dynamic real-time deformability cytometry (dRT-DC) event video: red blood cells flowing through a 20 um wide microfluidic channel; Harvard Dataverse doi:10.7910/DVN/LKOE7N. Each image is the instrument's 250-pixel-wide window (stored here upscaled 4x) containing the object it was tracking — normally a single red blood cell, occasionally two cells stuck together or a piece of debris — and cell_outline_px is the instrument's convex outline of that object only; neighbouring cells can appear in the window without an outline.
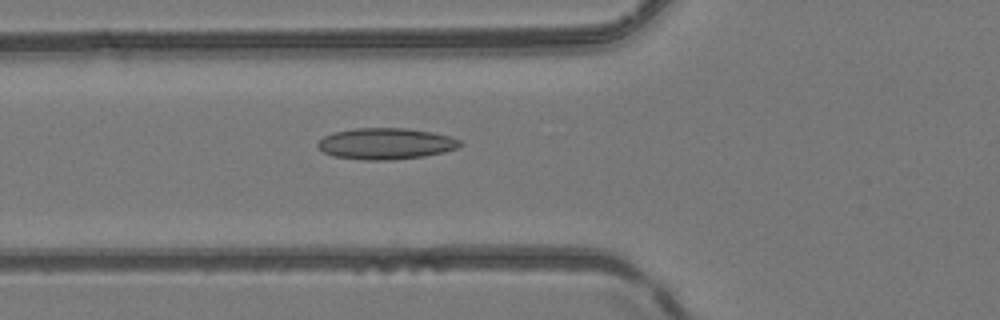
{"species": "common noctule bat (a hibernating species)", "species_latin": "Nyctalus noctula", "temperature_condition": "room temperature", "stored_images_in_passage": 50, "camera_frame_rate_fps": 3000, "um_per_image_px": 0.085, "animal": {"sex": "female", "body_mass_g": 24.6, "forearm_length_mm": 56.2}, "frame": {"image": 1, "passage_image": 19, "time_ms": 6.0, "image_size_px": [1000, 320], "cell_outline_px": [[464, 144], [456, 148], [444, 152], [424, 156], [392, 160], [364, 160], [332, 156], [324, 152], [316, 144], [324, 136], [336, 132], [356, 128], [408, 128], [432, 132], [452, 136], [460, 140]], "centroid_in_image_um": [32.83, 12.21], "position_along_channel_um": 93.0, "area_um2": 26.01}}
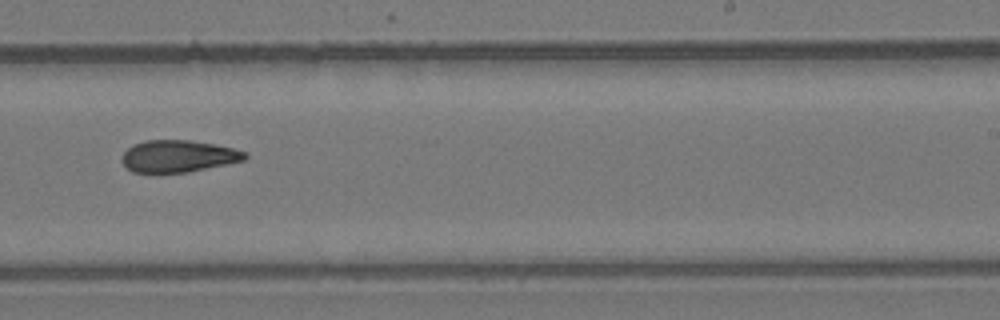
{"frame": {"image": 2, "passage_image": 32, "time_ms": 10.333, "image_size_px": [1000, 320], "cell_outline_px": [[248, 156], [244, 160], [188, 172], [132, 172], [124, 164], [124, 152], [132, 144], [144, 140], [188, 140], [212, 144], [232, 148], [248, 152]], "centroid_in_image_um": [15.16, 13.26], "position_along_channel_um": 273.8, "area_um2": 22.6}}
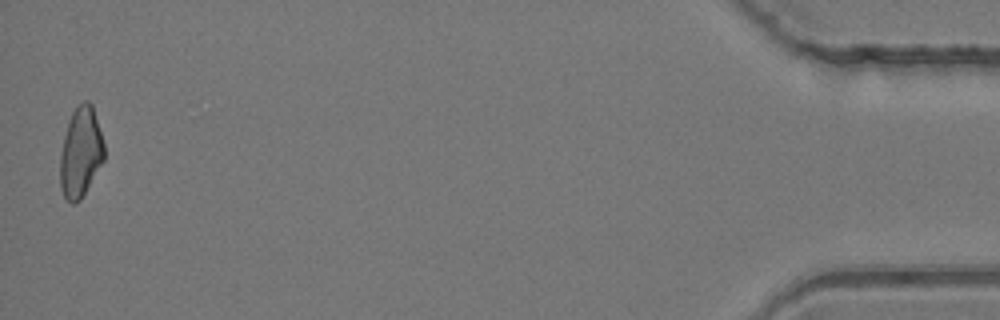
{"frame": {"image": 3, "passage_image": 50, "time_ms": 16.333, "image_size_px": [1000, 320], "cell_outline_px": [[104, 160], [80, 200], [72, 204], [64, 196], [60, 188], [60, 152], [68, 120], [72, 112], [84, 100], [88, 100], [92, 104], [104, 140]], "centroid_in_image_um": [6.86, 12.93], "position_along_channel_um": 428.3, "area_um2": 23.18}, "authors_computed_cell_mechanics": {"area_um2": 23.6691, "velocity_mm_per_s": 4.1607, "shape_relaxation_time_tau1_ms": null, "shape_relaxation_time_tau2_ms": 6.5982, "deformation_change_tau1": null, "deformation_change_tau2": 0.1633}}